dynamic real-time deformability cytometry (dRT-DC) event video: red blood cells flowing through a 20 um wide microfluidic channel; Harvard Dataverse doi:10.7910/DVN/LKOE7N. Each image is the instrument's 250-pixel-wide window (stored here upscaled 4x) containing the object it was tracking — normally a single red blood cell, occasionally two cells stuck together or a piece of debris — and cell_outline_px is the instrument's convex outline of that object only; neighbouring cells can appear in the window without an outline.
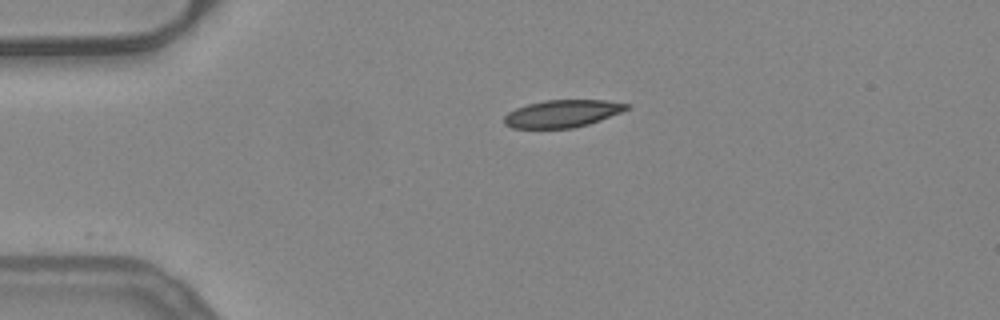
{"species": "common noctule bat (a hibernating species)", "species_latin": "Nyctalus noctula", "temperature_condition": "warm", "stored_images_in_passage": 41, "camera_frame_rate_fps": 3000, "um_per_image_px": 0.085, "animal": {"sex": "female", "body_mass_g": 24.6, "forearm_length_mm": 56.2}, "frame": {"image": 1, "passage_image": 1, "time_ms": 0.0, "image_size_px": [1000, 320], "cell_outline_px": [[628, 108], [620, 112], [600, 120], [588, 124], [572, 128], [512, 128], [504, 124], [504, 116], [508, 112], [516, 108], [528, 104], [544, 100], [604, 100], [628, 104]], "centroid_in_image_um": [47.75, 9.66], "position_along_channel_um": 37.3, "area_um2": 19.36}}
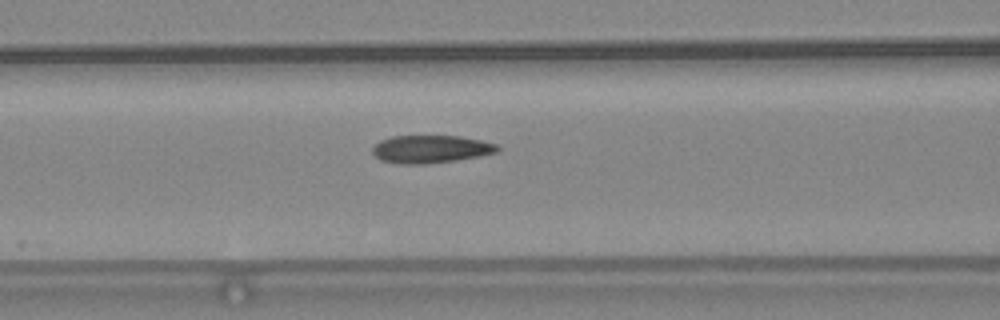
{"frame": {"image": 2, "passage_image": 11, "time_ms": 3.333, "image_size_px": [1000, 320], "cell_outline_px": [[500, 148], [496, 152], [480, 156], [456, 160], [428, 164], [400, 164], [380, 160], [372, 152], [372, 148], [380, 140], [392, 136], [460, 136], [480, 140], [496, 144]], "centroid_in_image_um": [36.59, 12.68], "position_along_channel_um": 130.0, "area_um2": 20.23}}
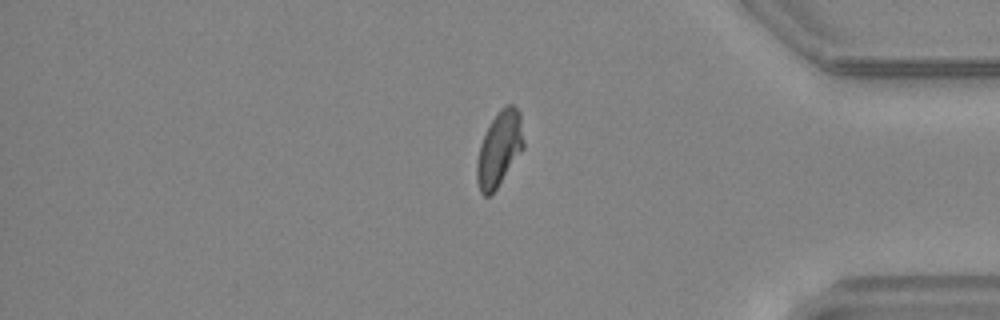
{"frame": {"image": 3, "passage_image": 33, "time_ms": 10.667, "image_size_px": [1000, 320], "cell_outline_px": [[524, 148], [492, 196], [484, 196], [480, 192], [476, 180], [476, 164], [480, 144], [492, 120], [500, 108], [508, 104], [512, 104], [520, 112], [524, 144]], "centroid_in_image_um": [42.44, 12.69], "position_along_channel_um": 392.8, "area_um2": 20.52}, "authors_computed_cell_mechanics": {"area_um2": 20.4612, "velocity_mm_per_s": 3.9396, "shape_relaxation_time_tau1_ms": null, "shape_relaxation_time_tau2_ms": 1.614, "deformation_change_tau1": null, "deformation_change_tau2": 0.0751}}